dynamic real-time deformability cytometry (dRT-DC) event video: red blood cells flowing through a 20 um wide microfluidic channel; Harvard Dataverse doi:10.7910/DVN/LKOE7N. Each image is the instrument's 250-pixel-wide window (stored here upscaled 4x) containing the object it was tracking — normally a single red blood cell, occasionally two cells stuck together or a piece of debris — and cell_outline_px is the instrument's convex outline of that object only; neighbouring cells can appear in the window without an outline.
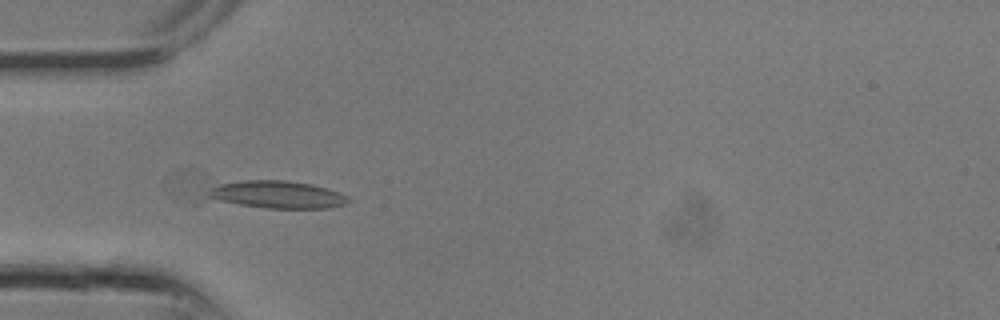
{"species": "common noctule bat (a hibernating species)", "species_latin": "Nyctalus noctula", "temperature_condition": "room temperature", "stored_images_in_passage": 12, "camera_frame_rate_fps": 3000, "um_per_image_px": 0.085, "animal": {"sex": "male", "body_mass_g": 13.3}, "frame": {"image": 1, "passage_image": 9, "time_ms": 2.667, "image_size_px": [1000, 320], "cell_outline_px": [[352, 200], [348, 204], [328, 208], [268, 208], [192, 204], [172, 196], [168, 192], [164, 180], [168, 172], [176, 168], [188, 168], [284, 180], [312, 184], [328, 188], [348, 196]], "centroid_in_image_um": [21.1, 16.22], "position_along_channel_um": 63.9, "area_um2": 36.82}}
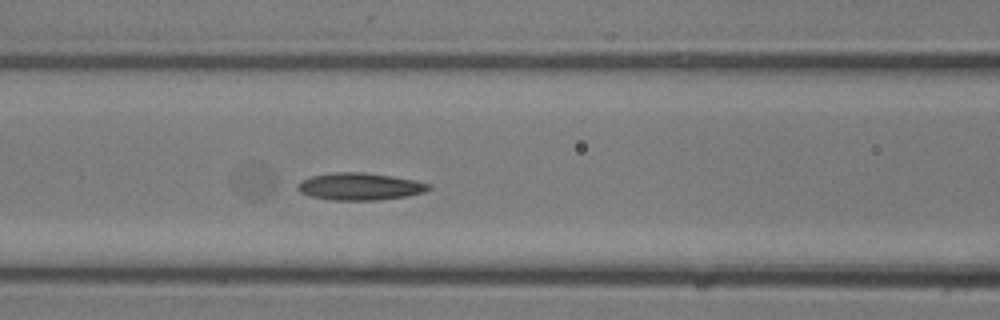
{"frame": {"image": 2, "passage_image": 12, "time_ms": 3.667, "image_size_px": [1000, 320], "cell_outline_px": [[432, 188], [424, 192], [408, 196], [380, 200], [332, 200], [312, 196], [300, 192], [296, 188], [300, 180], [312, 176], [332, 172], [364, 172], [392, 176], [432, 184]], "centroid_in_image_um": [30.59, 15.85], "position_along_channel_um": 136.0, "area_um2": 20.87}}